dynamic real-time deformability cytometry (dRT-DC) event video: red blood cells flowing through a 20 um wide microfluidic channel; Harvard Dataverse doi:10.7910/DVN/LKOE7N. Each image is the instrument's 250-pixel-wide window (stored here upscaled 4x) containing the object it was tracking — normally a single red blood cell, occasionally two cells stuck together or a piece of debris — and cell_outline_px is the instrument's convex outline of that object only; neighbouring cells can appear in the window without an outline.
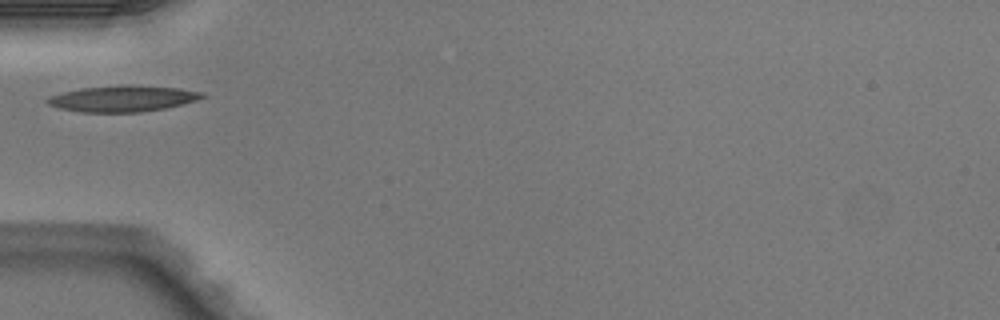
{"species": "Egyptian fruit bat (a non-hibernating species)", "species_latin": "Rousettus aegyptiacus", "temperature_condition": "warm", "stored_images_in_passage": 1, "camera_frame_rate_fps": 3000, "um_per_image_px": 0.085, "animal": {"sex": "male"}, "frame": {"image": 1, "passage_image": 1, "time_ms": 0.0, "image_size_px": [1000, 320], "cell_outline_px": [[208, 96], [196, 100], [164, 108], [140, 112], [80, 112], [60, 108], [48, 104], [44, 100], [48, 96], [64, 92], [84, 88], [128, 84], [132, 84], [180, 88], [204, 92]], "centroid_in_image_um": [10.45, 8.37], "position_along_channel_um": 74.5, "area_um2": 23.58}}